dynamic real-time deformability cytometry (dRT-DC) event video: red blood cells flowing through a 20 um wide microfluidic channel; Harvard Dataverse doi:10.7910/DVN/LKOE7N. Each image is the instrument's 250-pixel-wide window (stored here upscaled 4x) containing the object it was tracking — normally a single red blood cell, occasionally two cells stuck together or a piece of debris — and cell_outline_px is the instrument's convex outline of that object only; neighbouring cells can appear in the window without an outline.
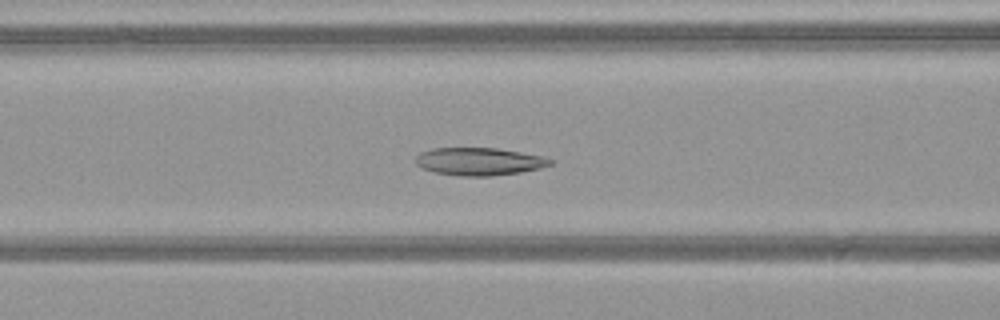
{"species": "common noctule bat (a hibernating species)", "species_latin": "Nyctalus noctula", "temperature_condition": "warm", "stored_images_in_passage": 38, "camera_frame_rate_fps": 3000, "um_per_image_px": 0.085, "animal": {"sex": "female", "body_mass_g": 21.9}, "frame": {"image": 1, "passage_image": 8, "time_ms": 2.333, "image_size_px": [1000, 320], "cell_outline_px": [[552, 164], [540, 168], [520, 172], [492, 176], [460, 176], [436, 172], [424, 168], [416, 164], [416, 156], [420, 152], [432, 148], [496, 148], [544, 156], [552, 160]], "centroid_in_image_um": [40.74, 13.72], "position_along_channel_um": 125.9, "area_um2": 21.62}}
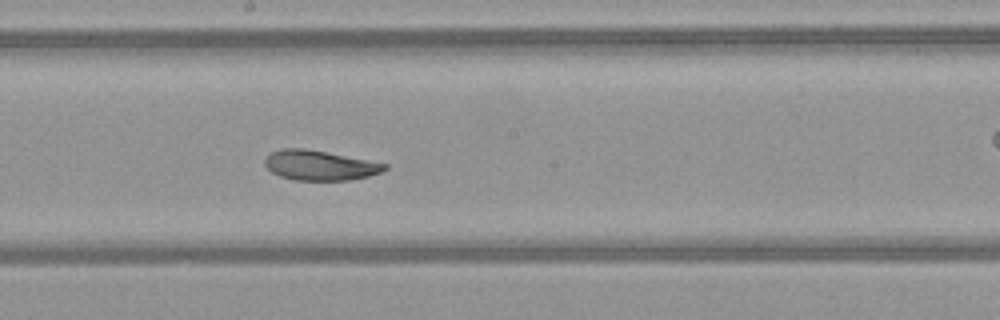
{"frame": {"image": 2, "passage_image": 15, "time_ms": 4.667, "image_size_px": [1000, 320], "cell_outline_px": [[388, 168], [380, 172], [368, 176], [348, 180], [296, 180], [280, 176], [272, 172], [264, 164], [264, 160], [272, 152], [280, 148], [304, 148], [388, 164]], "centroid_in_image_um": [27.16, 14.05], "position_along_channel_um": 221.0, "area_um2": 20.58}}
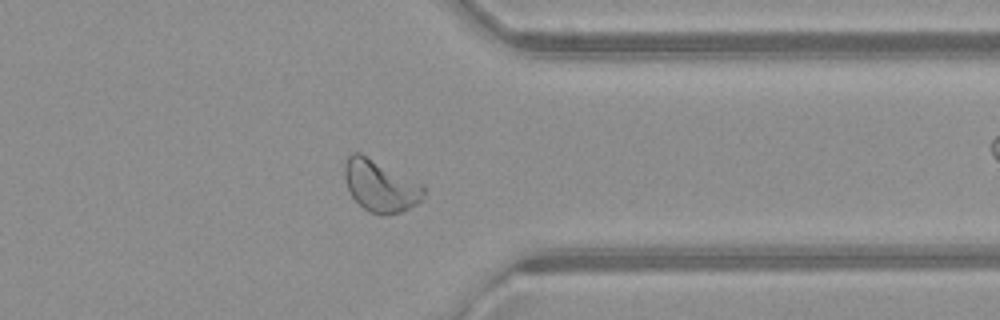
{"frame": {"image": 3, "passage_image": 27, "time_ms": 8.667, "image_size_px": [1000, 320], "cell_outline_px": [[424, 196], [416, 204], [400, 212], [380, 216], [368, 212], [352, 196], [348, 188], [344, 176], [344, 164], [348, 156], [352, 152], [360, 152], [424, 184]], "centroid_in_image_um": [32.33, 15.79], "position_along_channel_um": 379.1, "area_um2": 23.93}, "authors_computed_cell_mechanics": {"area_um2": 22.5131, "velocity_mm_per_s": 4.0664, "shape_relaxation_time_tau1_ms": 3.7215, "shape_relaxation_time_tau2_ms": 1.3136, "deformation_change_tau1": 0.1199, "deformation_change_tau2": 0.0469}}